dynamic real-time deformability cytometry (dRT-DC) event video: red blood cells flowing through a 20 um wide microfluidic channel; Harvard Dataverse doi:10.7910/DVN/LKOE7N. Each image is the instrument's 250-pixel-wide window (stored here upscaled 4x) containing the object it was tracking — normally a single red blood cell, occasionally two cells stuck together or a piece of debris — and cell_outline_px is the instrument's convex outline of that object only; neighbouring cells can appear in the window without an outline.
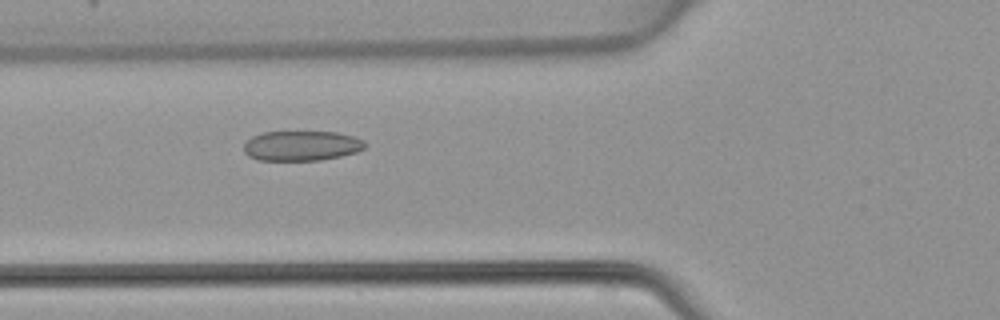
{"species": "common noctule bat (a hibernating species)", "species_latin": "Nyctalus noctula", "temperature_condition": "warm", "stored_images_in_passage": 15, "camera_frame_rate_fps": 3000, "um_per_image_px": 0.085, "animal": {"sex": "female", "body_mass_g": 22.7, "forearm_length_mm": 54.2}, "frame": {"image": 1, "passage_image": 3, "time_ms": 0.667, "image_size_px": [1000, 320], "cell_outline_px": [[364, 148], [356, 152], [340, 156], [320, 160], [256, 160], [248, 156], [244, 152], [244, 144], [252, 136], [264, 132], [336, 132], [352, 136], [364, 140]], "centroid_in_image_um": [25.6, 12.39], "position_along_channel_um": 100.2, "area_um2": 21.04}}